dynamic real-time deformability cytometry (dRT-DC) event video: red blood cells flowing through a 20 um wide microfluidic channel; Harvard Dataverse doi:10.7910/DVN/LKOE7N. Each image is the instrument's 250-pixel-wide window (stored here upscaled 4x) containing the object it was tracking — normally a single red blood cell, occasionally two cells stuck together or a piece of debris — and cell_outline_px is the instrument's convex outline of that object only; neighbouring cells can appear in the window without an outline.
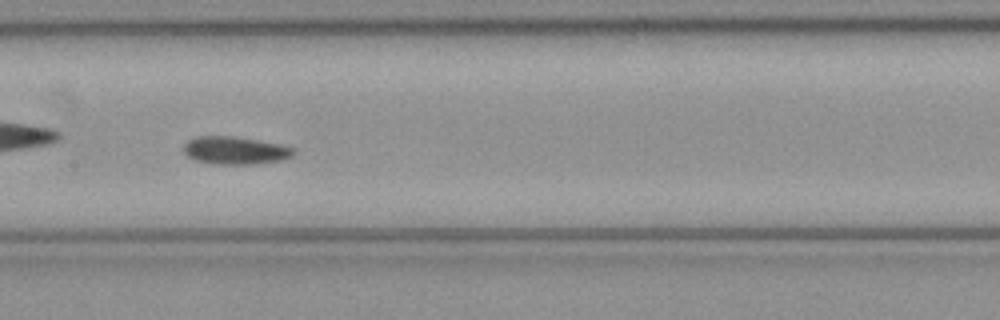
{"species": "common noctule bat (a hibernating species)", "species_latin": "Nyctalus noctula", "temperature_condition": "cold", "stored_images_in_passage": 49, "camera_frame_rate_fps": 3000, "um_per_image_px": 0.085, "animal": {"sex": "female", "body_mass_g": 21.9}, "frame": {"image": 1, "passage_image": 22, "time_ms": 7.0, "image_size_px": [1000, 320], "cell_outline_px": [[296, 152], [292, 156], [284, 160], [256, 164], [216, 164], [196, 160], [188, 156], [184, 152], [184, 144], [188, 140], [196, 136], [236, 136], [280, 144], [296, 148]], "centroid_in_image_um": [20.04, 12.78], "position_along_channel_um": 187.4, "area_um2": 17.98}}
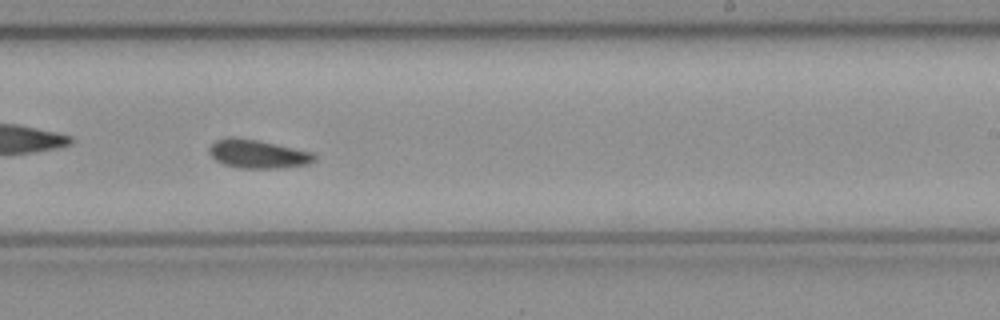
{"frame": {"image": 2, "passage_image": 28, "time_ms": 9.0, "image_size_px": [1000, 320], "cell_outline_px": [[316, 160], [308, 164], [284, 168], [240, 168], [224, 164], [216, 160], [208, 152], [208, 148], [216, 140], [228, 136], [236, 136], [276, 144], [312, 152], [316, 156]], "centroid_in_image_um": [21.9, 13.08], "position_along_channel_um": 267.1, "area_um2": 17.57}}
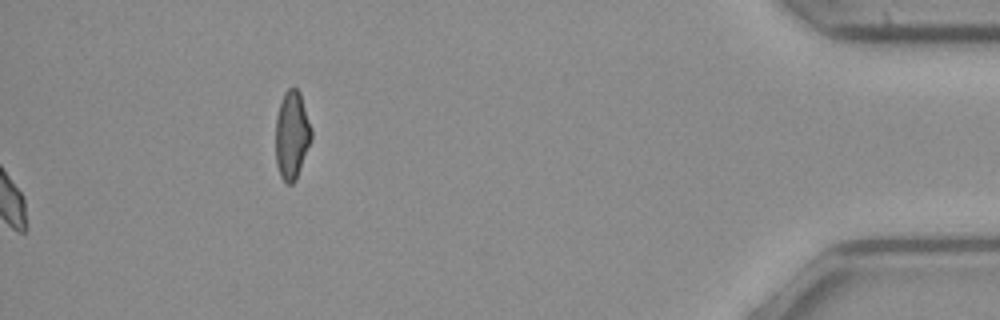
{"frame": {"image": 3, "passage_image": 49, "time_ms": 16.0, "image_size_px": [1000, 320], "cell_outline_px": [[312, 140], [296, 180], [292, 184], [288, 184], [280, 176], [276, 164], [276, 116], [280, 100], [284, 92], [288, 88], [296, 88], [300, 92], [312, 128]], "centroid_in_image_um": [24.82, 11.47], "position_along_channel_um": 410.4, "area_um2": 18.67}, "authors_computed_cell_mechanics": {"area_um2": 17.34, "velocity_mm_per_s": 4.0002, "shape_relaxation_time_tau1_ms": null, "shape_relaxation_time_tau2_ms": 8.9658, "deformation_change_tau1": null, "deformation_change_tau2": 0.1222}}